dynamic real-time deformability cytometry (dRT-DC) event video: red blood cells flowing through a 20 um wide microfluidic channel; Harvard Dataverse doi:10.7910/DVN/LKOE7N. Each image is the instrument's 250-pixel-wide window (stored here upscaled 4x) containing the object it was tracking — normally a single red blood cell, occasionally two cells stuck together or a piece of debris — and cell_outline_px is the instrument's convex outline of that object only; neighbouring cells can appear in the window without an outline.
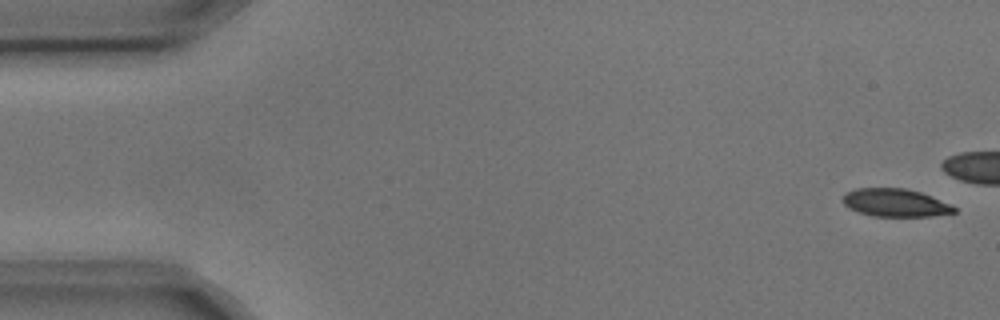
{"species": "common noctule bat (a hibernating species)", "species_latin": "Nyctalus noctula", "temperature_condition": "cold", "stored_images_in_passage": 5, "camera_frame_rate_fps": 3000, "um_per_image_px": 0.085, "animal": {"sex": "male", "body_mass_g": 17.9, "forearm_length_mm": 54.2}, "frame": {"image": 1, "passage_image": 1, "time_ms": 0.0, "image_size_px": [1000, 320], "cell_outline_px": [[956, 212], [932, 216], [872, 216], [848, 208], [840, 200], [848, 192], [856, 188], [904, 188], [920, 192], [932, 196], [956, 208]], "centroid_in_image_um": [76.07, 17.23], "position_along_channel_um": 8.9, "area_um2": 17.98}}